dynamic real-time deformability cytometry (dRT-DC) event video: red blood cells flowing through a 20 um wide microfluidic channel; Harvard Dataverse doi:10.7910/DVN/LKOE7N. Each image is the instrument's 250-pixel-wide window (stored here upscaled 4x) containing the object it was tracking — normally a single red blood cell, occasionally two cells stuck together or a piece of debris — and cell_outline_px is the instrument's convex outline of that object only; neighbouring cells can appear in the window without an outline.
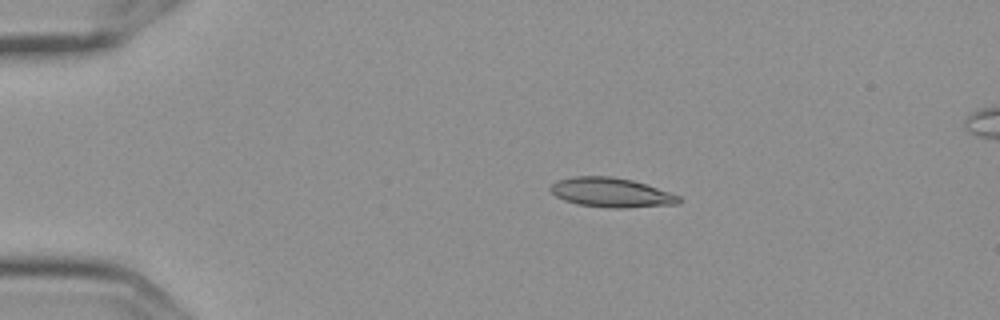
{"species": "Egyptian fruit bat (a non-hibernating species)", "species_latin": "Rousettus aegyptiacus", "temperature_condition": "cold", "stored_images_in_passage": 6, "camera_frame_rate_fps": 3000, "um_per_image_px": 0.085, "frame": {"image": 1, "passage_image": 3, "time_ms": 0.667, "image_size_px": [1000, 320], "cell_outline_px": [[680, 204], [624, 208], [608, 208], [576, 204], [564, 200], [556, 196], [548, 188], [556, 180], [576, 176], [612, 176], [632, 180], [680, 196]], "centroid_in_image_um": [51.92, 16.37], "position_along_channel_um": 33.1, "area_um2": 22.02}}
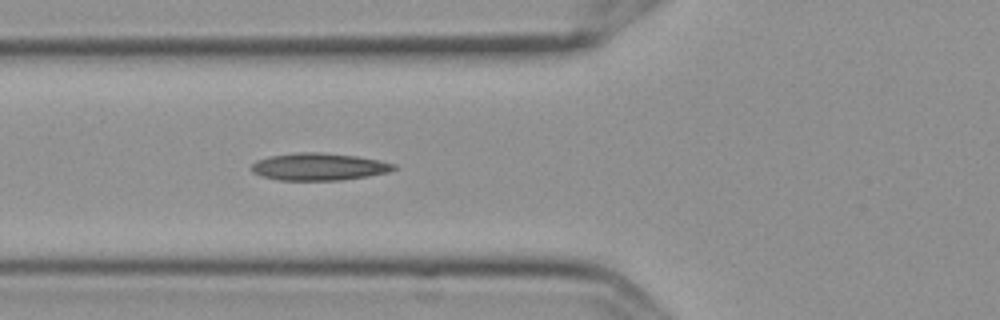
{"frame": {"image": 2, "passage_image": 6, "time_ms": 1.667, "image_size_px": [1000, 320], "cell_outline_px": [[396, 168], [388, 172], [368, 176], [340, 180], [280, 180], [260, 176], [252, 172], [252, 164], [256, 160], [268, 156], [296, 152], [320, 152], [356, 156], [380, 160], [396, 164]], "centroid_in_image_um": [27.09, 14.16], "position_along_channel_um": 98.7, "area_um2": 22.72}}